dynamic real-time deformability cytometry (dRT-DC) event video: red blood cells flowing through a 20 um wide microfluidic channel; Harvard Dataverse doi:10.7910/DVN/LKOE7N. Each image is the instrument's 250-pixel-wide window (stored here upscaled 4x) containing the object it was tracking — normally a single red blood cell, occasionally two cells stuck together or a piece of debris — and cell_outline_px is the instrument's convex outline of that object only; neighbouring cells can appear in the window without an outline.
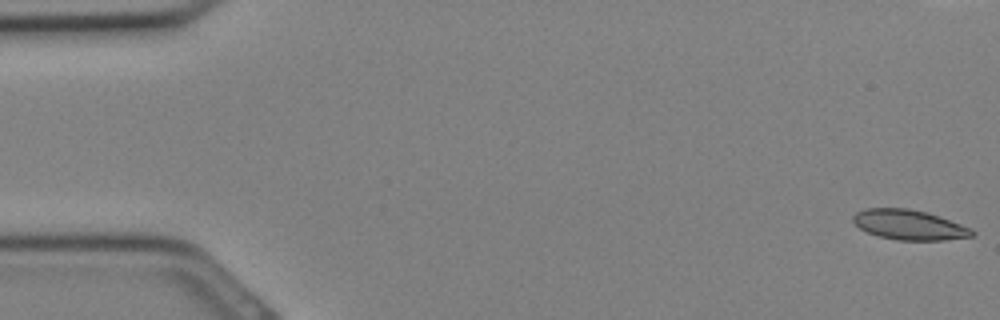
{"species": "Egyptian fruit bat (a non-hibernating species)", "species_latin": "Rousettus aegyptiacus", "temperature_condition": "cold", "stored_images_in_passage": 33, "camera_frame_rate_fps": 3000, "um_per_image_px": 0.085, "animal": {"sex": "female"}, "frame": {"image": 1, "passage_image": 1, "time_ms": 0.0, "image_size_px": [1000, 320], "cell_outline_px": [[976, 232], [972, 236], [944, 240], [896, 240], [880, 236], [868, 232], [860, 228], [852, 220], [852, 216], [856, 212], [864, 208], [908, 208], [928, 212], [940, 216], [972, 228]], "centroid_in_image_um": [77.3, 19.1], "position_along_channel_um": 7.7, "area_um2": 20.87}}
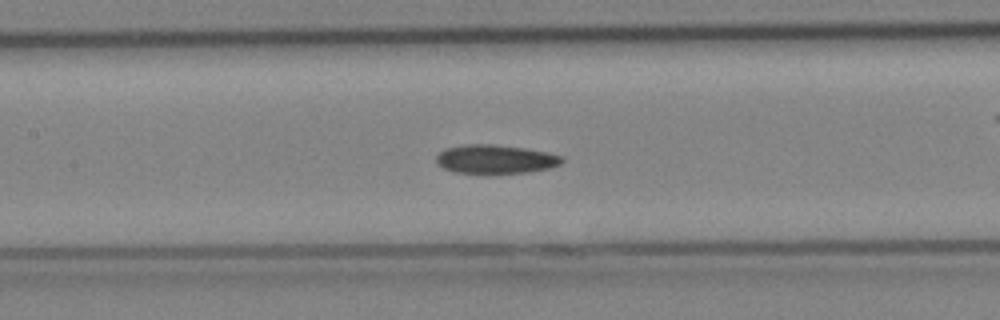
{"frame": {"image": 2, "passage_image": 15, "time_ms": 4.667, "image_size_px": [1000, 320], "cell_outline_px": [[564, 160], [560, 164], [548, 168], [528, 172], [456, 172], [444, 168], [436, 164], [436, 156], [444, 148], [468, 144], [492, 144], [524, 148], [548, 152], [564, 156]], "centroid_in_image_um": [42.12, 13.51], "position_along_channel_um": 165.3, "area_um2": 20.81}}
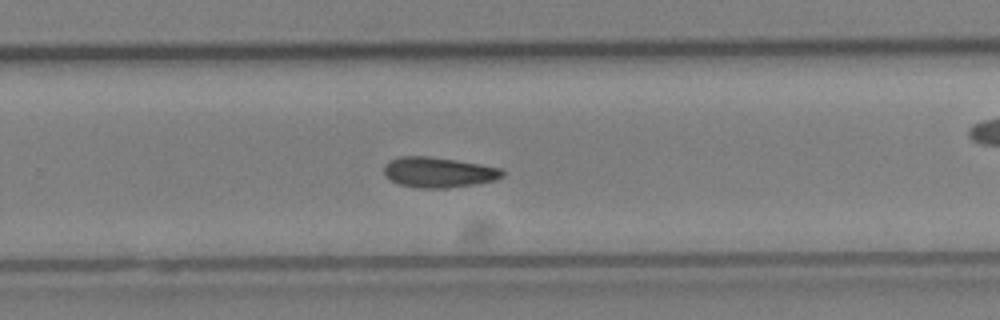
{"frame": {"image": 3, "passage_image": 21, "time_ms": 6.667, "image_size_px": [1000, 320], "cell_outline_px": [[504, 176], [496, 180], [476, 184], [448, 188], [420, 188], [400, 184], [384, 176], [384, 164], [388, 160], [400, 156], [428, 156], [456, 160], [480, 164], [500, 168], [504, 172]], "centroid_in_image_um": [37.26, 14.64], "position_along_channel_um": 292.5, "area_um2": 21.04}}